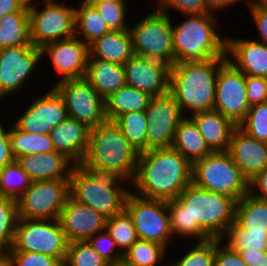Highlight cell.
I'll list each match as a JSON object with an SVG mask.
<instances>
[{"mask_svg": "<svg viewBox=\"0 0 267 266\" xmlns=\"http://www.w3.org/2000/svg\"><path fill=\"white\" fill-rule=\"evenodd\" d=\"M192 170L193 165L173 147L146 150L138 155L130 186L145 198L176 199L192 183Z\"/></svg>", "mask_w": 267, "mask_h": 266, "instance_id": "1", "label": "cell"}, {"mask_svg": "<svg viewBox=\"0 0 267 266\" xmlns=\"http://www.w3.org/2000/svg\"><path fill=\"white\" fill-rule=\"evenodd\" d=\"M227 60L179 62L170 66L169 93L184 117L214 110L218 72Z\"/></svg>", "mask_w": 267, "mask_h": 266, "instance_id": "2", "label": "cell"}, {"mask_svg": "<svg viewBox=\"0 0 267 266\" xmlns=\"http://www.w3.org/2000/svg\"><path fill=\"white\" fill-rule=\"evenodd\" d=\"M124 183L130 187L129 182L112 170L74 165L69 178L70 197L108 219L125 209L131 190Z\"/></svg>", "mask_w": 267, "mask_h": 266, "instance_id": "3", "label": "cell"}, {"mask_svg": "<svg viewBox=\"0 0 267 266\" xmlns=\"http://www.w3.org/2000/svg\"><path fill=\"white\" fill-rule=\"evenodd\" d=\"M186 19L172 21L174 64L179 62L227 59V36L218 33L216 14L183 15ZM222 35V36H221ZM226 36V37H224Z\"/></svg>", "mask_w": 267, "mask_h": 266, "instance_id": "4", "label": "cell"}, {"mask_svg": "<svg viewBox=\"0 0 267 266\" xmlns=\"http://www.w3.org/2000/svg\"><path fill=\"white\" fill-rule=\"evenodd\" d=\"M178 199L191 215V238L196 242L222 239L235 221L236 201L224 194L203 190L193 183Z\"/></svg>", "mask_w": 267, "mask_h": 266, "instance_id": "5", "label": "cell"}, {"mask_svg": "<svg viewBox=\"0 0 267 266\" xmlns=\"http://www.w3.org/2000/svg\"><path fill=\"white\" fill-rule=\"evenodd\" d=\"M138 155L122 130L113 121L107 120L90 129L88 150L80 165L112 170L131 183Z\"/></svg>", "mask_w": 267, "mask_h": 266, "instance_id": "6", "label": "cell"}, {"mask_svg": "<svg viewBox=\"0 0 267 266\" xmlns=\"http://www.w3.org/2000/svg\"><path fill=\"white\" fill-rule=\"evenodd\" d=\"M192 183L203 190L227 195L236 202L249 192V181L228 151L211 152L196 161Z\"/></svg>", "mask_w": 267, "mask_h": 266, "instance_id": "7", "label": "cell"}, {"mask_svg": "<svg viewBox=\"0 0 267 266\" xmlns=\"http://www.w3.org/2000/svg\"><path fill=\"white\" fill-rule=\"evenodd\" d=\"M169 14L156 8L145 17L132 23L128 30L131 35L133 52L136 55L174 64L172 19Z\"/></svg>", "mask_w": 267, "mask_h": 266, "instance_id": "8", "label": "cell"}, {"mask_svg": "<svg viewBox=\"0 0 267 266\" xmlns=\"http://www.w3.org/2000/svg\"><path fill=\"white\" fill-rule=\"evenodd\" d=\"M68 243L58 219L18 218L13 244L7 251L42 253L64 264Z\"/></svg>", "mask_w": 267, "mask_h": 266, "instance_id": "9", "label": "cell"}, {"mask_svg": "<svg viewBox=\"0 0 267 266\" xmlns=\"http://www.w3.org/2000/svg\"><path fill=\"white\" fill-rule=\"evenodd\" d=\"M29 0L30 38L32 45L42 48L45 44L75 36V6L59 0H42L38 9Z\"/></svg>", "mask_w": 267, "mask_h": 266, "instance_id": "10", "label": "cell"}, {"mask_svg": "<svg viewBox=\"0 0 267 266\" xmlns=\"http://www.w3.org/2000/svg\"><path fill=\"white\" fill-rule=\"evenodd\" d=\"M132 219L139 239L158 243L167 249L173 241L167 201L129 192L124 209ZM172 240V241H171Z\"/></svg>", "mask_w": 267, "mask_h": 266, "instance_id": "11", "label": "cell"}, {"mask_svg": "<svg viewBox=\"0 0 267 266\" xmlns=\"http://www.w3.org/2000/svg\"><path fill=\"white\" fill-rule=\"evenodd\" d=\"M53 88L63 99L68 117L90 129L108 120L105 99L84 78L57 81Z\"/></svg>", "mask_w": 267, "mask_h": 266, "instance_id": "12", "label": "cell"}, {"mask_svg": "<svg viewBox=\"0 0 267 266\" xmlns=\"http://www.w3.org/2000/svg\"><path fill=\"white\" fill-rule=\"evenodd\" d=\"M70 196L69 180H43L31 182L16 200L18 217L26 219H58Z\"/></svg>", "mask_w": 267, "mask_h": 266, "instance_id": "13", "label": "cell"}, {"mask_svg": "<svg viewBox=\"0 0 267 266\" xmlns=\"http://www.w3.org/2000/svg\"><path fill=\"white\" fill-rule=\"evenodd\" d=\"M42 61V50L34 45L0 49V102L24 89Z\"/></svg>", "mask_w": 267, "mask_h": 266, "instance_id": "14", "label": "cell"}, {"mask_svg": "<svg viewBox=\"0 0 267 266\" xmlns=\"http://www.w3.org/2000/svg\"><path fill=\"white\" fill-rule=\"evenodd\" d=\"M250 107L247 101L246 75L227 60L218 72L214 110L238 126Z\"/></svg>", "mask_w": 267, "mask_h": 266, "instance_id": "15", "label": "cell"}, {"mask_svg": "<svg viewBox=\"0 0 267 266\" xmlns=\"http://www.w3.org/2000/svg\"><path fill=\"white\" fill-rule=\"evenodd\" d=\"M145 115L148 123L146 150L172 147L177 126L184 118L174 97H152Z\"/></svg>", "mask_w": 267, "mask_h": 266, "instance_id": "16", "label": "cell"}, {"mask_svg": "<svg viewBox=\"0 0 267 266\" xmlns=\"http://www.w3.org/2000/svg\"><path fill=\"white\" fill-rule=\"evenodd\" d=\"M42 94L18 115L13 123L18 129L30 134H49L68 117L63 99L53 87Z\"/></svg>", "mask_w": 267, "mask_h": 266, "instance_id": "17", "label": "cell"}, {"mask_svg": "<svg viewBox=\"0 0 267 266\" xmlns=\"http://www.w3.org/2000/svg\"><path fill=\"white\" fill-rule=\"evenodd\" d=\"M41 50L42 59L48 58L60 76L58 81L84 78L90 55L89 45L78 37L47 43Z\"/></svg>", "mask_w": 267, "mask_h": 266, "instance_id": "18", "label": "cell"}, {"mask_svg": "<svg viewBox=\"0 0 267 266\" xmlns=\"http://www.w3.org/2000/svg\"><path fill=\"white\" fill-rule=\"evenodd\" d=\"M123 66L126 85L145 92L151 97H160L169 93V64L134 54Z\"/></svg>", "mask_w": 267, "mask_h": 266, "instance_id": "19", "label": "cell"}, {"mask_svg": "<svg viewBox=\"0 0 267 266\" xmlns=\"http://www.w3.org/2000/svg\"><path fill=\"white\" fill-rule=\"evenodd\" d=\"M107 218L70 196L60 211L58 221L68 242L87 241L106 229Z\"/></svg>", "mask_w": 267, "mask_h": 266, "instance_id": "20", "label": "cell"}, {"mask_svg": "<svg viewBox=\"0 0 267 266\" xmlns=\"http://www.w3.org/2000/svg\"><path fill=\"white\" fill-rule=\"evenodd\" d=\"M228 152L248 181L267 167V142L251 137L239 126L231 134Z\"/></svg>", "mask_w": 267, "mask_h": 266, "instance_id": "21", "label": "cell"}, {"mask_svg": "<svg viewBox=\"0 0 267 266\" xmlns=\"http://www.w3.org/2000/svg\"><path fill=\"white\" fill-rule=\"evenodd\" d=\"M226 56L246 76L267 78V45L256 38L227 37Z\"/></svg>", "mask_w": 267, "mask_h": 266, "instance_id": "22", "label": "cell"}, {"mask_svg": "<svg viewBox=\"0 0 267 266\" xmlns=\"http://www.w3.org/2000/svg\"><path fill=\"white\" fill-rule=\"evenodd\" d=\"M90 128L67 117L49 133L54 150L63 154L74 165H80L89 146Z\"/></svg>", "mask_w": 267, "mask_h": 266, "instance_id": "23", "label": "cell"}, {"mask_svg": "<svg viewBox=\"0 0 267 266\" xmlns=\"http://www.w3.org/2000/svg\"><path fill=\"white\" fill-rule=\"evenodd\" d=\"M15 160L31 182L52 179L69 180L74 167L68 158L56 151L45 154H27Z\"/></svg>", "mask_w": 267, "mask_h": 266, "instance_id": "24", "label": "cell"}, {"mask_svg": "<svg viewBox=\"0 0 267 266\" xmlns=\"http://www.w3.org/2000/svg\"><path fill=\"white\" fill-rule=\"evenodd\" d=\"M190 118L212 152L228 151L231 134L236 127L229 118L217 110L199 112Z\"/></svg>", "mask_w": 267, "mask_h": 266, "instance_id": "25", "label": "cell"}, {"mask_svg": "<svg viewBox=\"0 0 267 266\" xmlns=\"http://www.w3.org/2000/svg\"><path fill=\"white\" fill-rule=\"evenodd\" d=\"M84 79L104 98L126 85L123 65L103 61L89 55Z\"/></svg>", "mask_w": 267, "mask_h": 266, "instance_id": "26", "label": "cell"}, {"mask_svg": "<svg viewBox=\"0 0 267 266\" xmlns=\"http://www.w3.org/2000/svg\"><path fill=\"white\" fill-rule=\"evenodd\" d=\"M90 56L123 65L133 55V45L128 29L110 31L89 45Z\"/></svg>", "mask_w": 267, "mask_h": 266, "instance_id": "27", "label": "cell"}, {"mask_svg": "<svg viewBox=\"0 0 267 266\" xmlns=\"http://www.w3.org/2000/svg\"><path fill=\"white\" fill-rule=\"evenodd\" d=\"M172 147L192 165L212 152L190 117H184L180 121Z\"/></svg>", "mask_w": 267, "mask_h": 266, "instance_id": "28", "label": "cell"}, {"mask_svg": "<svg viewBox=\"0 0 267 266\" xmlns=\"http://www.w3.org/2000/svg\"><path fill=\"white\" fill-rule=\"evenodd\" d=\"M151 98L149 94L125 85L105 99L107 119L114 121L122 114L145 111Z\"/></svg>", "mask_w": 267, "mask_h": 266, "instance_id": "29", "label": "cell"}, {"mask_svg": "<svg viewBox=\"0 0 267 266\" xmlns=\"http://www.w3.org/2000/svg\"><path fill=\"white\" fill-rule=\"evenodd\" d=\"M235 221L250 232H267V200L248 192L236 202Z\"/></svg>", "mask_w": 267, "mask_h": 266, "instance_id": "30", "label": "cell"}, {"mask_svg": "<svg viewBox=\"0 0 267 266\" xmlns=\"http://www.w3.org/2000/svg\"><path fill=\"white\" fill-rule=\"evenodd\" d=\"M78 6L75 7V36L85 44L90 45L111 31L92 4L81 0Z\"/></svg>", "mask_w": 267, "mask_h": 266, "instance_id": "31", "label": "cell"}, {"mask_svg": "<svg viewBox=\"0 0 267 266\" xmlns=\"http://www.w3.org/2000/svg\"><path fill=\"white\" fill-rule=\"evenodd\" d=\"M32 46L29 11L13 12L0 19V49Z\"/></svg>", "mask_w": 267, "mask_h": 266, "instance_id": "32", "label": "cell"}, {"mask_svg": "<svg viewBox=\"0 0 267 266\" xmlns=\"http://www.w3.org/2000/svg\"><path fill=\"white\" fill-rule=\"evenodd\" d=\"M166 247L147 240L138 239L123 255L122 266H166ZM165 259V264L162 262ZM162 263V264H160Z\"/></svg>", "mask_w": 267, "mask_h": 266, "instance_id": "33", "label": "cell"}, {"mask_svg": "<svg viewBox=\"0 0 267 266\" xmlns=\"http://www.w3.org/2000/svg\"><path fill=\"white\" fill-rule=\"evenodd\" d=\"M11 151L14 159L27 154L53 152L54 147L49 134H30L10 123Z\"/></svg>", "mask_w": 267, "mask_h": 266, "instance_id": "34", "label": "cell"}, {"mask_svg": "<svg viewBox=\"0 0 267 266\" xmlns=\"http://www.w3.org/2000/svg\"><path fill=\"white\" fill-rule=\"evenodd\" d=\"M113 122L122 130L125 138L138 153L146 151L148 123L145 111L122 114Z\"/></svg>", "mask_w": 267, "mask_h": 266, "instance_id": "35", "label": "cell"}, {"mask_svg": "<svg viewBox=\"0 0 267 266\" xmlns=\"http://www.w3.org/2000/svg\"><path fill=\"white\" fill-rule=\"evenodd\" d=\"M222 240L235 251H267V232H250L236 221L229 226Z\"/></svg>", "mask_w": 267, "mask_h": 266, "instance_id": "36", "label": "cell"}, {"mask_svg": "<svg viewBox=\"0 0 267 266\" xmlns=\"http://www.w3.org/2000/svg\"><path fill=\"white\" fill-rule=\"evenodd\" d=\"M106 230L122 255L139 239L132 219L125 210L106 220Z\"/></svg>", "mask_w": 267, "mask_h": 266, "instance_id": "37", "label": "cell"}, {"mask_svg": "<svg viewBox=\"0 0 267 266\" xmlns=\"http://www.w3.org/2000/svg\"><path fill=\"white\" fill-rule=\"evenodd\" d=\"M31 181L16 160L0 169V196L18 199Z\"/></svg>", "mask_w": 267, "mask_h": 266, "instance_id": "38", "label": "cell"}, {"mask_svg": "<svg viewBox=\"0 0 267 266\" xmlns=\"http://www.w3.org/2000/svg\"><path fill=\"white\" fill-rule=\"evenodd\" d=\"M16 199L0 196V249L7 251L14 240L18 221Z\"/></svg>", "mask_w": 267, "mask_h": 266, "instance_id": "39", "label": "cell"}, {"mask_svg": "<svg viewBox=\"0 0 267 266\" xmlns=\"http://www.w3.org/2000/svg\"><path fill=\"white\" fill-rule=\"evenodd\" d=\"M63 266H112L88 241L69 242Z\"/></svg>", "mask_w": 267, "mask_h": 266, "instance_id": "40", "label": "cell"}, {"mask_svg": "<svg viewBox=\"0 0 267 266\" xmlns=\"http://www.w3.org/2000/svg\"><path fill=\"white\" fill-rule=\"evenodd\" d=\"M192 246L179 259L173 260L167 266H214L215 265V239L203 242L191 240Z\"/></svg>", "mask_w": 267, "mask_h": 266, "instance_id": "41", "label": "cell"}, {"mask_svg": "<svg viewBox=\"0 0 267 266\" xmlns=\"http://www.w3.org/2000/svg\"><path fill=\"white\" fill-rule=\"evenodd\" d=\"M127 0H106L92 3L99 15L111 31H121L129 28L126 14Z\"/></svg>", "mask_w": 267, "mask_h": 266, "instance_id": "42", "label": "cell"}, {"mask_svg": "<svg viewBox=\"0 0 267 266\" xmlns=\"http://www.w3.org/2000/svg\"><path fill=\"white\" fill-rule=\"evenodd\" d=\"M238 126L251 137L267 142V102L251 105Z\"/></svg>", "mask_w": 267, "mask_h": 266, "instance_id": "43", "label": "cell"}, {"mask_svg": "<svg viewBox=\"0 0 267 266\" xmlns=\"http://www.w3.org/2000/svg\"><path fill=\"white\" fill-rule=\"evenodd\" d=\"M167 209L174 239L175 236L191 239V215L188 208L176 198L167 201Z\"/></svg>", "mask_w": 267, "mask_h": 266, "instance_id": "44", "label": "cell"}, {"mask_svg": "<svg viewBox=\"0 0 267 266\" xmlns=\"http://www.w3.org/2000/svg\"><path fill=\"white\" fill-rule=\"evenodd\" d=\"M92 247L112 266H120L123 255L118 250L115 240L105 229L87 240Z\"/></svg>", "mask_w": 267, "mask_h": 266, "instance_id": "45", "label": "cell"}, {"mask_svg": "<svg viewBox=\"0 0 267 266\" xmlns=\"http://www.w3.org/2000/svg\"><path fill=\"white\" fill-rule=\"evenodd\" d=\"M156 9L167 14L172 10L180 13V15H202L210 13L204 3V0H154Z\"/></svg>", "mask_w": 267, "mask_h": 266, "instance_id": "46", "label": "cell"}, {"mask_svg": "<svg viewBox=\"0 0 267 266\" xmlns=\"http://www.w3.org/2000/svg\"><path fill=\"white\" fill-rule=\"evenodd\" d=\"M7 266H63L56 258L36 252L6 251Z\"/></svg>", "mask_w": 267, "mask_h": 266, "instance_id": "47", "label": "cell"}, {"mask_svg": "<svg viewBox=\"0 0 267 266\" xmlns=\"http://www.w3.org/2000/svg\"><path fill=\"white\" fill-rule=\"evenodd\" d=\"M223 242V243H222ZM214 266H248L238 251L233 250L222 239H215V265Z\"/></svg>", "mask_w": 267, "mask_h": 266, "instance_id": "48", "label": "cell"}, {"mask_svg": "<svg viewBox=\"0 0 267 266\" xmlns=\"http://www.w3.org/2000/svg\"><path fill=\"white\" fill-rule=\"evenodd\" d=\"M249 105L267 102V78L246 76Z\"/></svg>", "mask_w": 267, "mask_h": 266, "instance_id": "49", "label": "cell"}, {"mask_svg": "<svg viewBox=\"0 0 267 266\" xmlns=\"http://www.w3.org/2000/svg\"><path fill=\"white\" fill-rule=\"evenodd\" d=\"M252 21L258 29V38L256 41L267 45V8H265L258 0H251L248 5Z\"/></svg>", "mask_w": 267, "mask_h": 266, "instance_id": "50", "label": "cell"}, {"mask_svg": "<svg viewBox=\"0 0 267 266\" xmlns=\"http://www.w3.org/2000/svg\"><path fill=\"white\" fill-rule=\"evenodd\" d=\"M1 121L0 118V169L15 160L11 151L10 127H6Z\"/></svg>", "mask_w": 267, "mask_h": 266, "instance_id": "51", "label": "cell"}, {"mask_svg": "<svg viewBox=\"0 0 267 266\" xmlns=\"http://www.w3.org/2000/svg\"><path fill=\"white\" fill-rule=\"evenodd\" d=\"M249 193L261 200H267V167L249 181Z\"/></svg>", "mask_w": 267, "mask_h": 266, "instance_id": "52", "label": "cell"}, {"mask_svg": "<svg viewBox=\"0 0 267 266\" xmlns=\"http://www.w3.org/2000/svg\"><path fill=\"white\" fill-rule=\"evenodd\" d=\"M20 11H29V0H0V19Z\"/></svg>", "mask_w": 267, "mask_h": 266, "instance_id": "53", "label": "cell"}, {"mask_svg": "<svg viewBox=\"0 0 267 266\" xmlns=\"http://www.w3.org/2000/svg\"><path fill=\"white\" fill-rule=\"evenodd\" d=\"M243 261L248 266H267V251H238Z\"/></svg>", "mask_w": 267, "mask_h": 266, "instance_id": "54", "label": "cell"}, {"mask_svg": "<svg viewBox=\"0 0 267 266\" xmlns=\"http://www.w3.org/2000/svg\"><path fill=\"white\" fill-rule=\"evenodd\" d=\"M246 2L245 5L248 7L251 0H204L205 5L209 9L210 13L218 14V12H222L223 9H229L230 6H235L240 2ZM222 10V11H221Z\"/></svg>", "mask_w": 267, "mask_h": 266, "instance_id": "55", "label": "cell"}, {"mask_svg": "<svg viewBox=\"0 0 267 266\" xmlns=\"http://www.w3.org/2000/svg\"><path fill=\"white\" fill-rule=\"evenodd\" d=\"M0 266H7V253L0 249Z\"/></svg>", "mask_w": 267, "mask_h": 266, "instance_id": "56", "label": "cell"}, {"mask_svg": "<svg viewBox=\"0 0 267 266\" xmlns=\"http://www.w3.org/2000/svg\"><path fill=\"white\" fill-rule=\"evenodd\" d=\"M88 4H92V3H95V2H98V1H106V0H82Z\"/></svg>", "mask_w": 267, "mask_h": 266, "instance_id": "57", "label": "cell"}, {"mask_svg": "<svg viewBox=\"0 0 267 266\" xmlns=\"http://www.w3.org/2000/svg\"><path fill=\"white\" fill-rule=\"evenodd\" d=\"M265 8H267V0H258Z\"/></svg>", "mask_w": 267, "mask_h": 266, "instance_id": "58", "label": "cell"}]
</instances>
